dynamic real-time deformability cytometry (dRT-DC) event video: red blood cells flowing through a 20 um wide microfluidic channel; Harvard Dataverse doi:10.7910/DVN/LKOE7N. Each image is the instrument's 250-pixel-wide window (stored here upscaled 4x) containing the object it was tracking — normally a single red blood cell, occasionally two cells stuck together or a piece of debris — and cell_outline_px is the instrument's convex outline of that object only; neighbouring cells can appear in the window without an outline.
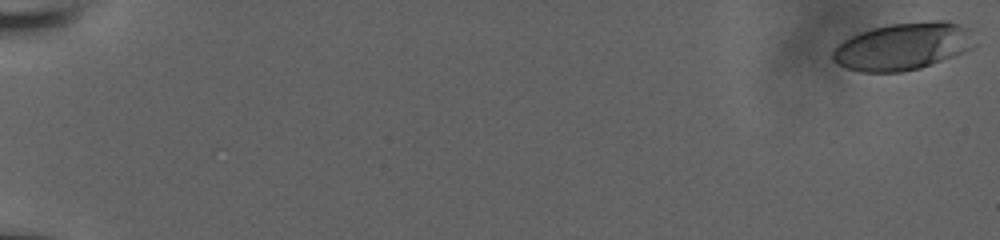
{"species": "human", "species_latin": "Homo sapiens", "temperature_condition": "room temperature", "stored_images_in_passage": 58, "camera_frame_rate_fps": 3000, "um_per_image_px": 0.085, "donor": {"sex": "male"}, "frame": {"image": 1, "passage_image": 1, "time_ms": 0.0, "image_size_px": [1000, 240], "cell_outline_px": [[976, 44], [972, 48], [964, 52], [932, 64], [920, 68], [900, 72], [860, 72], [836, 64], [832, 60], [832, 52], [844, 40], [860, 32], [872, 28], [892, 24], [928, 20], [948, 20], [960, 24], [968, 28]], "centroid_in_image_um": [76.78, 3.93], "position_along_channel_um": 8.2, "area_um2": 39.25}}
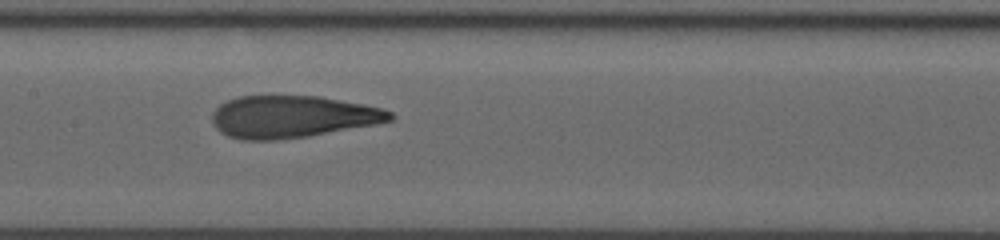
{"frame": {"image": 2, "passage_image": 32, "time_ms": 10.333, "image_size_px": [1000, 240], "cell_outline_px": [[396, 116], [392, 120], [376, 124], [308, 136], [280, 140], [240, 140], [228, 136], [220, 132], [212, 124], [212, 112], [220, 104], [236, 96], [320, 96], [364, 104], [380, 108], [392, 112]], "centroid_in_image_um": [24.82, 9.92], "position_along_channel_um": 182.6, "area_um2": 43.93}}
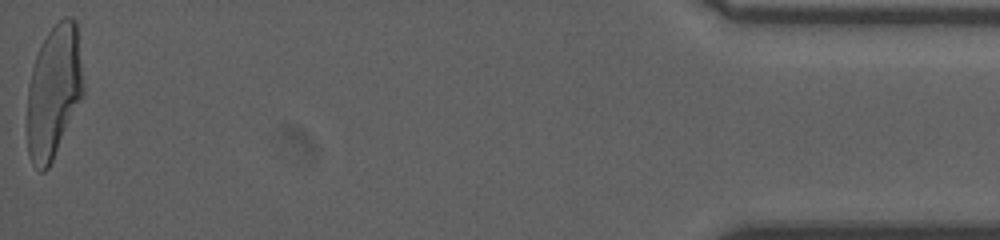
{"frame": {"image": 3, "passage_image": 58, "time_ms": 19.0, "image_size_px": [1000, 240], "cell_outline_px": [[84, 92], [52, 160], [48, 168], [44, 172], [40, 172], [32, 164], [28, 156], [28, 84], [32, 68], [40, 44], [48, 32], [64, 16], [72, 16], [76, 20], [84, 84]], "centroid_in_image_um": [4.57, 7.76], "position_along_channel_um": 430.6, "area_um2": 43.23}, "authors_computed_cell_mechanics": {"area_um2": 43.4367, "velocity_mm_per_s": 3.8379, "shape_relaxation_time_tau1_ms": 4.4991, "shape_relaxation_time_tau2_ms": 1.2227, "deformation_change_tau1": 0.2162, "deformation_change_tau2": 0.0948}}